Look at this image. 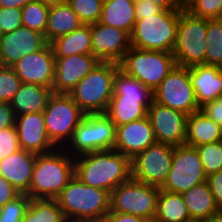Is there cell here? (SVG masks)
<instances>
[{
  "instance_id": "30bf717a",
  "label": "cell",
  "mask_w": 222,
  "mask_h": 222,
  "mask_svg": "<svg viewBox=\"0 0 222 222\" xmlns=\"http://www.w3.org/2000/svg\"><path fill=\"white\" fill-rule=\"evenodd\" d=\"M160 188L130 178L110 193V211L154 220Z\"/></svg>"
},
{
  "instance_id": "603a6c76",
  "label": "cell",
  "mask_w": 222,
  "mask_h": 222,
  "mask_svg": "<svg viewBox=\"0 0 222 222\" xmlns=\"http://www.w3.org/2000/svg\"><path fill=\"white\" fill-rule=\"evenodd\" d=\"M154 98H131L124 95H113L105 114L115 126H121L131 121L147 117L148 108Z\"/></svg>"
},
{
  "instance_id": "9c48e42d",
  "label": "cell",
  "mask_w": 222,
  "mask_h": 222,
  "mask_svg": "<svg viewBox=\"0 0 222 222\" xmlns=\"http://www.w3.org/2000/svg\"><path fill=\"white\" fill-rule=\"evenodd\" d=\"M85 115L69 94L52 93L43 112L51 142L57 148H65Z\"/></svg>"
},
{
  "instance_id": "7a4b0ae2",
  "label": "cell",
  "mask_w": 222,
  "mask_h": 222,
  "mask_svg": "<svg viewBox=\"0 0 222 222\" xmlns=\"http://www.w3.org/2000/svg\"><path fill=\"white\" fill-rule=\"evenodd\" d=\"M74 175V158L64 148L37 154L26 194L31 199L55 200Z\"/></svg>"
},
{
  "instance_id": "52a82bcc",
  "label": "cell",
  "mask_w": 222,
  "mask_h": 222,
  "mask_svg": "<svg viewBox=\"0 0 222 222\" xmlns=\"http://www.w3.org/2000/svg\"><path fill=\"white\" fill-rule=\"evenodd\" d=\"M116 126L105 113L86 114L64 148L73 158L87 153L112 150Z\"/></svg>"
},
{
  "instance_id": "5b68a950",
  "label": "cell",
  "mask_w": 222,
  "mask_h": 222,
  "mask_svg": "<svg viewBox=\"0 0 222 222\" xmlns=\"http://www.w3.org/2000/svg\"><path fill=\"white\" fill-rule=\"evenodd\" d=\"M119 65L100 62L69 92L85 114L105 113L113 96V79Z\"/></svg>"
},
{
  "instance_id": "e0dca14e",
  "label": "cell",
  "mask_w": 222,
  "mask_h": 222,
  "mask_svg": "<svg viewBox=\"0 0 222 222\" xmlns=\"http://www.w3.org/2000/svg\"><path fill=\"white\" fill-rule=\"evenodd\" d=\"M100 62L93 54L55 57L53 93L69 94Z\"/></svg>"
},
{
  "instance_id": "44dd1931",
  "label": "cell",
  "mask_w": 222,
  "mask_h": 222,
  "mask_svg": "<svg viewBox=\"0 0 222 222\" xmlns=\"http://www.w3.org/2000/svg\"><path fill=\"white\" fill-rule=\"evenodd\" d=\"M37 154L20 149L0 160V175L21 194H26L32 180Z\"/></svg>"
},
{
  "instance_id": "4fadbf2b",
  "label": "cell",
  "mask_w": 222,
  "mask_h": 222,
  "mask_svg": "<svg viewBox=\"0 0 222 222\" xmlns=\"http://www.w3.org/2000/svg\"><path fill=\"white\" fill-rule=\"evenodd\" d=\"M173 150L165 143L150 145L131 159V178L161 188L171 169Z\"/></svg>"
},
{
  "instance_id": "ee69618b",
  "label": "cell",
  "mask_w": 222,
  "mask_h": 222,
  "mask_svg": "<svg viewBox=\"0 0 222 222\" xmlns=\"http://www.w3.org/2000/svg\"><path fill=\"white\" fill-rule=\"evenodd\" d=\"M20 194L21 193L10 182L0 175V208Z\"/></svg>"
},
{
  "instance_id": "5bb4252c",
  "label": "cell",
  "mask_w": 222,
  "mask_h": 222,
  "mask_svg": "<svg viewBox=\"0 0 222 222\" xmlns=\"http://www.w3.org/2000/svg\"><path fill=\"white\" fill-rule=\"evenodd\" d=\"M156 142L172 146L183 145L186 140V114L152 102L147 114Z\"/></svg>"
},
{
  "instance_id": "6da1fadb",
  "label": "cell",
  "mask_w": 222,
  "mask_h": 222,
  "mask_svg": "<svg viewBox=\"0 0 222 222\" xmlns=\"http://www.w3.org/2000/svg\"><path fill=\"white\" fill-rule=\"evenodd\" d=\"M75 175L86 185L111 193L131 178V160L112 149L74 158Z\"/></svg>"
},
{
  "instance_id": "c3c4849f",
  "label": "cell",
  "mask_w": 222,
  "mask_h": 222,
  "mask_svg": "<svg viewBox=\"0 0 222 222\" xmlns=\"http://www.w3.org/2000/svg\"><path fill=\"white\" fill-rule=\"evenodd\" d=\"M160 6L162 9L171 11H181L178 0H150Z\"/></svg>"
},
{
  "instance_id": "4316f807",
  "label": "cell",
  "mask_w": 222,
  "mask_h": 222,
  "mask_svg": "<svg viewBox=\"0 0 222 222\" xmlns=\"http://www.w3.org/2000/svg\"><path fill=\"white\" fill-rule=\"evenodd\" d=\"M83 25L78 15L68 3L49 8L47 28L44 34L49 44L54 39L64 36Z\"/></svg>"
},
{
  "instance_id": "f5cc1de1",
  "label": "cell",
  "mask_w": 222,
  "mask_h": 222,
  "mask_svg": "<svg viewBox=\"0 0 222 222\" xmlns=\"http://www.w3.org/2000/svg\"><path fill=\"white\" fill-rule=\"evenodd\" d=\"M206 222H222V211L211 215L209 218L206 219Z\"/></svg>"
},
{
  "instance_id": "7dc6e473",
  "label": "cell",
  "mask_w": 222,
  "mask_h": 222,
  "mask_svg": "<svg viewBox=\"0 0 222 222\" xmlns=\"http://www.w3.org/2000/svg\"><path fill=\"white\" fill-rule=\"evenodd\" d=\"M16 115L10 103L0 102V129L15 126Z\"/></svg>"
},
{
  "instance_id": "1f68e13d",
  "label": "cell",
  "mask_w": 222,
  "mask_h": 222,
  "mask_svg": "<svg viewBox=\"0 0 222 222\" xmlns=\"http://www.w3.org/2000/svg\"><path fill=\"white\" fill-rule=\"evenodd\" d=\"M205 64L222 68V19H207Z\"/></svg>"
},
{
  "instance_id": "3957f363",
  "label": "cell",
  "mask_w": 222,
  "mask_h": 222,
  "mask_svg": "<svg viewBox=\"0 0 222 222\" xmlns=\"http://www.w3.org/2000/svg\"><path fill=\"white\" fill-rule=\"evenodd\" d=\"M55 200L67 220L98 222L110 211V193L84 184L76 175Z\"/></svg>"
},
{
  "instance_id": "83f0119b",
  "label": "cell",
  "mask_w": 222,
  "mask_h": 222,
  "mask_svg": "<svg viewBox=\"0 0 222 222\" xmlns=\"http://www.w3.org/2000/svg\"><path fill=\"white\" fill-rule=\"evenodd\" d=\"M136 20L135 3L132 0H111L103 3L100 23L122 29L131 35Z\"/></svg>"
},
{
  "instance_id": "db71d44e",
  "label": "cell",
  "mask_w": 222,
  "mask_h": 222,
  "mask_svg": "<svg viewBox=\"0 0 222 222\" xmlns=\"http://www.w3.org/2000/svg\"><path fill=\"white\" fill-rule=\"evenodd\" d=\"M187 222H206V219H190Z\"/></svg>"
},
{
  "instance_id": "ab89813d",
  "label": "cell",
  "mask_w": 222,
  "mask_h": 222,
  "mask_svg": "<svg viewBox=\"0 0 222 222\" xmlns=\"http://www.w3.org/2000/svg\"><path fill=\"white\" fill-rule=\"evenodd\" d=\"M23 26L22 8H0V33H10Z\"/></svg>"
},
{
  "instance_id": "74e56055",
  "label": "cell",
  "mask_w": 222,
  "mask_h": 222,
  "mask_svg": "<svg viewBox=\"0 0 222 222\" xmlns=\"http://www.w3.org/2000/svg\"><path fill=\"white\" fill-rule=\"evenodd\" d=\"M21 83L12 67L0 65V102L10 103Z\"/></svg>"
},
{
  "instance_id": "836d02e7",
  "label": "cell",
  "mask_w": 222,
  "mask_h": 222,
  "mask_svg": "<svg viewBox=\"0 0 222 222\" xmlns=\"http://www.w3.org/2000/svg\"><path fill=\"white\" fill-rule=\"evenodd\" d=\"M49 6L34 0L22 7L23 26L31 30L45 34L49 15Z\"/></svg>"
},
{
  "instance_id": "277c9868",
  "label": "cell",
  "mask_w": 222,
  "mask_h": 222,
  "mask_svg": "<svg viewBox=\"0 0 222 222\" xmlns=\"http://www.w3.org/2000/svg\"><path fill=\"white\" fill-rule=\"evenodd\" d=\"M181 11L162 9L154 16H136L131 46L141 50L173 52Z\"/></svg>"
},
{
  "instance_id": "9f6ffc18",
  "label": "cell",
  "mask_w": 222,
  "mask_h": 222,
  "mask_svg": "<svg viewBox=\"0 0 222 222\" xmlns=\"http://www.w3.org/2000/svg\"><path fill=\"white\" fill-rule=\"evenodd\" d=\"M108 1H111V0H101L102 3H105V2H108Z\"/></svg>"
},
{
  "instance_id": "11a10c76",
  "label": "cell",
  "mask_w": 222,
  "mask_h": 222,
  "mask_svg": "<svg viewBox=\"0 0 222 222\" xmlns=\"http://www.w3.org/2000/svg\"><path fill=\"white\" fill-rule=\"evenodd\" d=\"M64 222H81V221H75V220H65Z\"/></svg>"
},
{
  "instance_id": "7bdbcfd3",
  "label": "cell",
  "mask_w": 222,
  "mask_h": 222,
  "mask_svg": "<svg viewBox=\"0 0 222 222\" xmlns=\"http://www.w3.org/2000/svg\"><path fill=\"white\" fill-rule=\"evenodd\" d=\"M206 182L210 187L218 210L222 211V170L208 175Z\"/></svg>"
},
{
  "instance_id": "60d3db41",
  "label": "cell",
  "mask_w": 222,
  "mask_h": 222,
  "mask_svg": "<svg viewBox=\"0 0 222 222\" xmlns=\"http://www.w3.org/2000/svg\"><path fill=\"white\" fill-rule=\"evenodd\" d=\"M20 149L15 126L0 129V160L19 151Z\"/></svg>"
},
{
  "instance_id": "f35d334b",
  "label": "cell",
  "mask_w": 222,
  "mask_h": 222,
  "mask_svg": "<svg viewBox=\"0 0 222 222\" xmlns=\"http://www.w3.org/2000/svg\"><path fill=\"white\" fill-rule=\"evenodd\" d=\"M188 11L203 19H222V0H196Z\"/></svg>"
},
{
  "instance_id": "f6af8a7d",
  "label": "cell",
  "mask_w": 222,
  "mask_h": 222,
  "mask_svg": "<svg viewBox=\"0 0 222 222\" xmlns=\"http://www.w3.org/2000/svg\"><path fill=\"white\" fill-rule=\"evenodd\" d=\"M98 222H149V221L140 216L109 211Z\"/></svg>"
},
{
  "instance_id": "ac0fdd59",
  "label": "cell",
  "mask_w": 222,
  "mask_h": 222,
  "mask_svg": "<svg viewBox=\"0 0 222 222\" xmlns=\"http://www.w3.org/2000/svg\"><path fill=\"white\" fill-rule=\"evenodd\" d=\"M47 44L42 33L21 26L0 36V65L11 67L26 54L34 53Z\"/></svg>"
},
{
  "instance_id": "d6986e66",
  "label": "cell",
  "mask_w": 222,
  "mask_h": 222,
  "mask_svg": "<svg viewBox=\"0 0 222 222\" xmlns=\"http://www.w3.org/2000/svg\"><path fill=\"white\" fill-rule=\"evenodd\" d=\"M15 128L21 149L35 154L57 149L47 135L43 112L16 116Z\"/></svg>"
},
{
  "instance_id": "9a60e30c",
  "label": "cell",
  "mask_w": 222,
  "mask_h": 222,
  "mask_svg": "<svg viewBox=\"0 0 222 222\" xmlns=\"http://www.w3.org/2000/svg\"><path fill=\"white\" fill-rule=\"evenodd\" d=\"M22 83H32L52 88L54 82L55 56L50 44L24 55L11 66Z\"/></svg>"
},
{
  "instance_id": "d590c367",
  "label": "cell",
  "mask_w": 222,
  "mask_h": 222,
  "mask_svg": "<svg viewBox=\"0 0 222 222\" xmlns=\"http://www.w3.org/2000/svg\"><path fill=\"white\" fill-rule=\"evenodd\" d=\"M68 4L83 24L99 22L103 8L101 0H68Z\"/></svg>"
},
{
  "instance_id": "ba28073f",
  "label": "cell",
  "mask_w": 222,
  "mask_h": 222,
  "mask_svg": "<svg viewBox=\"0 0 222 222\" xmlns=\"http://www.w3.org/2000/svg\"><path fill=\"white\" fill-rule=\"evenodd\" d=\"M207 19L181 10L173 55L177 66L190 68L205 64Z\"/></svg>"
},
{
  "instance_id": "f907efd6",
  "label": "cell",
  "mask_w": 222,
  "mask_h": 222,
  "mask_svg": "<svg viewBox=\"0 0 222 222\" xmlns=\"http://www.w3.org/2000/svg\"><path fill=\"white\" fill-rule=\"evenodd\" d=\"M37 1H40L44 5L49 7L68 3V0H37Z\"/></svg>"
},
{
  "instance_id": "cb8c5ba5",
  "label": "cell",
  "mask_w": 222,
  "mask_h": 222,
  "mask_svg": "<svg viewBox=\"0 0 222 222\" xmlns=\"http://www.w3.org/2000/svg\"><path fill=\"white\" fill-rule=\"evenodd\" d=\"M52 93V88L32 83H21L19 90L10 101V106L16 116L28 113H41L44 112Z\"/></svg>"
},
{
  "instance_id": "f1b7e54d",
  "label": "cell",
  "mask_w": 222,
  "mask_h": 222,
  "mask_svg": "<svg viewBox=\"0 0 222 222\" xmlns=\"http://www.w3.org/2000/svg\"><path fill=\"white\" fill-rule=\"evenodd\" d=\"M191 219H207L219 212L208 183L205 181L181 193Z\"/></svg>"
},
{
  "instance_id": "8fae6325",
  "label": "cell",
  "mask_w": 222,
  "mask_h": 222,
  "mask_svg": "<svg viewBox=\"0 0 222 222\" xmlns=\"http://www.w3.org/2000/svg\"><path fill=\"white\" fill-rule=\"evenodd\" d=\"M206 177L196 147L186 144L174 146L171 169L160 189L181 194L204 183Z\"/></svg>"
},
{
  "instance_id": "816d5d0a",
  "label": "cell",
  "mask_w": 222,
  "mask_h": 222,
  "mask_svg": "<svg viewBox=\"0 0 222 222\" xmlns=\"http://www.w3.org/2000/svg\"><path fill=\"white\" fill-rule=\"evenodd\" d=\"M182 10H188L196 0H178Z\"/></svg>"
},
{
  "instance_id": "b9f144b4",
  "label": "cell",
  "mask_w": 222,
  "mask_h": 222,
  "mask_svg": "<svg viewBox=\"0 0 222 222\" xmlns=\"http://www.w3.org/2000/svg\"><path fill=\"white\" fill-rule=\"evenodd\" d=\"M200 111L222 128V96L203 104Z\"/></svg>"
},
{
  "instance_id": "484cf974",
  "label": "cell",
  "mask_w": 222,
  "mask_h": 222,
  "mask_svg": "<svg viewBox=\"0 0 222 222\" xmlns=\"http://www.w3.org/2000/svg\"><path fill=\"white\" fill-rule=\"evenodd\" d=\"M55 57L77 54H92L91 25L83 24L80 28L51 41Z\"/></svg>"
},
{
  "instance_id": "bcb514c9",
  "label": "cell",
  "mask_w": 222,
  "mask_h": 222,
  "mask_svg": "<svg viewBox=\"0 0 222 222\" xmlns=\"http://www.w3.org/2000/svg\"><path fill=\"white\" fill-rule=\"evenodd\" d=\"M162 10L160 6L150 0H141L135 2L136 16H154Z\"/></svg>"
},
{
  "instance_id": "7402d4cb",
  "label": "cell",
  "mask_w": 222,
  "mask_h": 222,
  "mask_svg": "<svg viewBox=\"0 0 222 222\" xmlns=\"http://www.w3.org/2000/svg\"><path fill=\"white\" fill-rule=\"evenodd\" d=\"M189 77L199 107L222 96L221 67L206 64L196 65L189 68Z\"/></svg>"
},
{
  "instance_id": "8d00e7d4",
  "label": "cell",
  "mask_w": 222,
  "mask_h": 222,
  "mask_svg": "<svg viewBox=\"0 0 222 222\" xmlns=\"http://www.w3.org/2000/svg\"><path fill=\"white\" fill-rule=\"evenodd\" d=\"M31 198L27 194H20L12 201L0 208V222H21L28 208Z\"/></svg>"
},
{
  "instance_id": "e575fe53",
  "label": "cell",
  "mask_w": 222,
  "mask_h": 222,
  "mask_svg": "<svg viewBox=\"0 0 222 222\" xmlns=\"http://www.w3.org/2000/svg\"><path fill=\"white\" fill-rule=\"evenodd\" d=\"M206 176L222 170V141L196 146Z\"/></svg>"
},
{
  "instance_id": "2e32d148",
  "label": "cell",
  "mask_w": 222,
  "mask_h": 222,
  "mask_svg": "<svg viewBox=\"0 0 222 222\" xmlns=\"http://www.w3.org/2000/svg\"><path fill=\"white\" fill-rule=\"evenodd\" d=\"M92 54L101 62L118 63L131 47L130 35L119 28L91 24Z\"/></svg>"
},
{
  "instance_id": "ffe728a7",
  "label": "cell",
  "mask_w": 222,
  "mask_h": 222,
  "mask_svg": "<svg viewBox=\"0 0 222 222\" xmlns=\"http://www.w3.org/2000/svg\"><path fill=\"white\" fill-rule=\"evenodd\" d=\"M155 143L154 131L148 116L116 127L114 150L126 155L130 160Z\"/></svg>"
},
{
  "instance_id": "d6a6232c",
  "label": "cell",
  "mask_w": 222,
  "mask_h": 222,
  "mask_svg": "<svg viewBox=\"0 0 222 222\" xmlns=\"http://www.w3.org/2000/svg\"><path fill=\"white\" fill-rule=\"evenodd\" d=\"M113 95H124L131 98H154L153 91L135 77L117 70L113 79Z\"/></svg>"
},
{
  "instance_id": "f546056e",
  "label": "cell",
  "mask_w": 222,
  "mask_h": 222,
  "mask_svg": "<svg viewBox=\"0 0 222 222\" xmlns=\"http://www.w3.org/2000/svg\"><path fill=\"white\" fill-rule=\"evenodd\" d=\"M190 219L191 217L181 194L167 192L163 189L159 190L155 221L187 222Z\"/></svg>"
},
{
  "instance_id": "8992f818",
  "label": "cell",
  "mask_w": 222,
  "mask_h": 222,
  "mask_svg": "<svg viewBox=\"0 0 222 222\" xmlns=\"http://www.w3.org/2000/svg\"><path fill=\"white\" fill-rule=\"evenodd\" d=\"M119 69L154 91L176 66L172 52L130 47L118 62Z\"/></svg>"
},
{
  "instance_id": "7c38bea8",
  "label": "cell",
  "mask_w": 222,
  "mask_h": 222,
  "mask_svg": "<svg viewBox=\"0 0 222 222\" xmlns=\"http://www.w3.org/2000/svg\"><path fill=\"white\" fill-rule=\"evenodd\" d=\"M154 102L190 115L200 110L189 77V68L175 66L153 91Z\"/></svg>"
},
{
  "instance_id": "4dcf8cb0",
  "label": "cell",
  "mask_w": 222,
  "mask_h": 222,
  "mask_svg": "<svg viewBox=\"0 0 222 222\" xmlns=\"http://www.w3.org/2000/svg\"><path fill=\"white\" fill-rule=\"evenodd\" d=\"M65 220L56 200L31 199L21 222H64Z\"/></svg>"
},
{
  "instance_id": "d4e9b609",
  "label": "cell",
  "mask_w": 222,
  "mask_h": 222,
  "mask_svg": "<svg viewBox=\"0 0 222 222\" xmlns=\"http://www.w3.org/2000/svg\"><path fill=\"white\" fill-rule=\"evenodd\" d=\"M222 141V128L200 110L187 116L186 145L196 147Z\"/></svg>"
},
{
  "instance_id": "681fc988",
  "label": "cell",
  "mask_w": 222,
  "mask_h": 222,
  "mask_svg": "<svg viewBox=\"0 0 222 222\" xmlns=\"http://www.w3.org/2000/svg\"><path fill=\"white\" fill-rule=\"evenodd\" d=\"M34 0H0V8H22Z\"/></svg>"
}]
</instances>
